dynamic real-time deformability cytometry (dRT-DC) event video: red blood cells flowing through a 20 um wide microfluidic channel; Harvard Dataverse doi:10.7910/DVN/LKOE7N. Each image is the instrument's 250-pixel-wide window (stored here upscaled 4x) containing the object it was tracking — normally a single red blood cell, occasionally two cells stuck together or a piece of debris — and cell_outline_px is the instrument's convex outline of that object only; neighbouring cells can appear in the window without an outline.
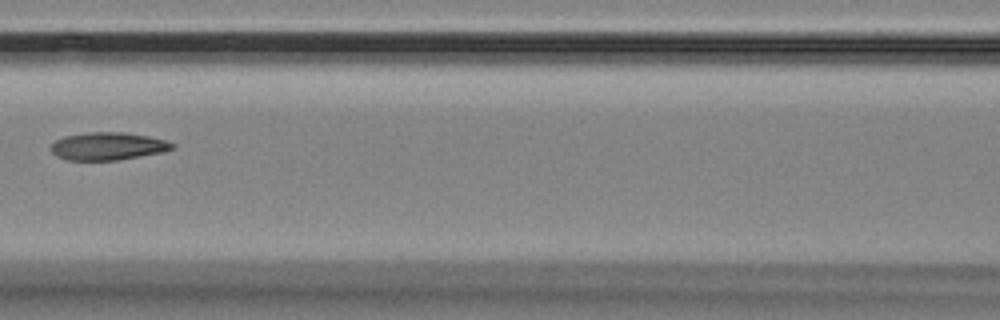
{"species": "Egyptian fruit bat (a non-hibernating species)", "species_latin": "Rousettus aegyptiacus", "temperature_condition": "room temperature", "stored_images_in_passage": 9, "camera_frame_rate_fps": 3000, "um_per_image_px": 0.085, "animal": {"sex": "female"}, "frame": {"image": 1, "passage_image": 6, "time_ms": 7.333, "image_size_px": [1000, 320], "cell_outline_px": [[176, 148], [164, 152], [116, 160], [68, 160], [56, 156], [52, 152], [52, 144], [56, 140], [64, 136], [88, 132], [124, 132], [148, 136], [168, 140], [176, 144]], "centroid_in_image_um": [9.23, 12.42], "position_along_channel_um": 157.4, "area_um2": 19.71}}
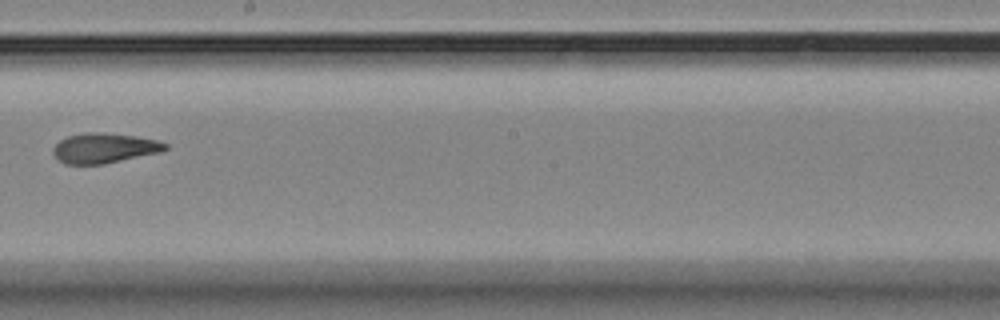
{"frame": {"image": 2, "passage_image": 8, "time_ms": 9.667, "image_size_px": [1000, 320], "cell_outline_px": [[168, 148], [160, 152], [104, 164], [64, 164], [52, 152], [52, 148], [60, 140], [68, 136], [84, 132], [104, 132], [136, 136], [156, 140], [168, 144]], "centroid_in_image_um": [8.85, 12.58], "position_along_channel_um": 239.3, "area_um2": 19.59}}
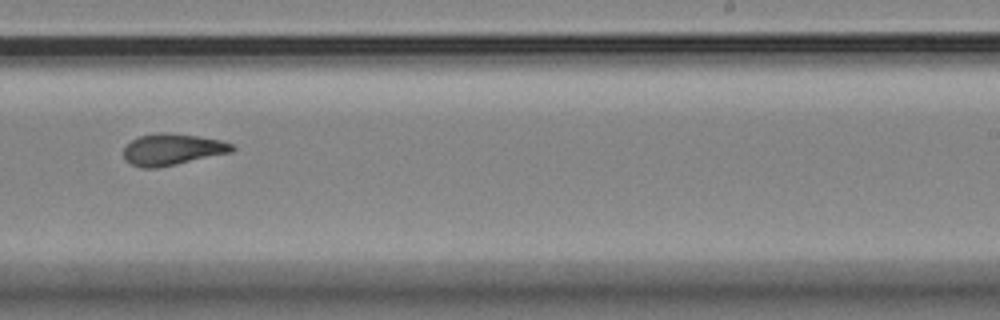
{"frame": {"image": 3, "passage_image": 9, "time_ms": 10.667, "image_size_px": [1000, 320], "cell_outline_px": [[236, 148], [232, 152], [176, 164], [156, 168], [140, 168], [124, 160], [124, 148], [132, 140], [140, 136], [156, 132], [168, 132], [196, 136], [220, 140], [232, 144]], "centroid_in_image_um": [14.63, 12.7], "position_along_channel_um": 274.4, "area_um2": 19.83}}